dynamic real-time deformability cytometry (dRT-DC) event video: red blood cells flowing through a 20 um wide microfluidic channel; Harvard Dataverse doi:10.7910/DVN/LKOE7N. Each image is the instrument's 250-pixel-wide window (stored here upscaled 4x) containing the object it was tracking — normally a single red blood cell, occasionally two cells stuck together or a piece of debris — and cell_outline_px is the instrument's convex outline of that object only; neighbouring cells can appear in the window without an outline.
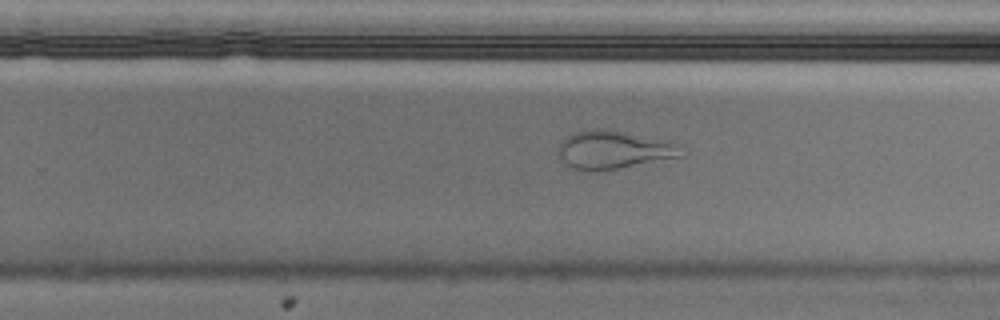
{"species": "Egyptian fruit bat (a non-hibernating species)", "species_latin": "Rousettus aegyptiacus", "temperature_condition": "cold", "stored_images_in_passage": 47, "camera_frame_rate_fps": 3000, "um_per_image_px": 0.085, "animal": {"sex": "male"}, "frame": {"image": 1, "passage_image": 27, "time_ms": 8.667, "image_size_px": [1000, 320], "cell_outline_px": [[684, 156], [596, 172], [572, 168], [564, 164], [560, 156], [560, 144], [572, 132], [592, 128], [600, 128], [672, 140], [684, 144]], "centroid_in_image_um": [52.26, 12.72], "position_along_channel_um": 277.5, "area_um2": 27.8}, "authors_computed_cell_mechanics": {"area_um2": 25.4898, "velocity_mm_per_s": 3.5975, "shape_relaxation_time_tau1_ms": null, "shape_relaxation_time_tau2_ms": 1.5441, "deformation_change_tau1": null, "deformation_change_tau2": 0.086}}